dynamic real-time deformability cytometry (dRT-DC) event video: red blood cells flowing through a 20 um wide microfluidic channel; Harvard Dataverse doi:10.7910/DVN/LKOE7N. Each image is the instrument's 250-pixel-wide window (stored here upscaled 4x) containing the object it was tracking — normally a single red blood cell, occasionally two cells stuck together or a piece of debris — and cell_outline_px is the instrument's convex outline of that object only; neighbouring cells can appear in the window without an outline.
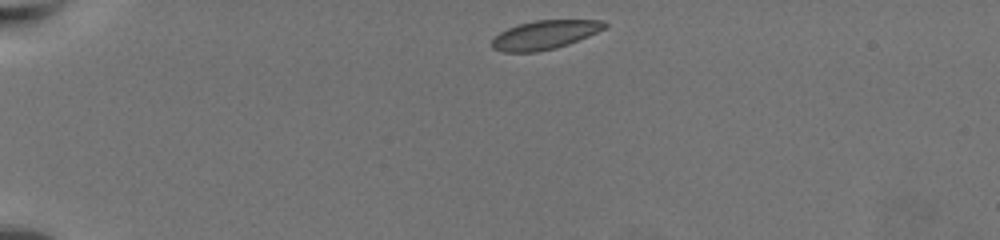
{"species": "common noctule bat (a hibernating species)", "species_latin": "Nyctalus noctula", "temperature_condition": "warm", "stored_images_in_passage": 48, "camera_frame_rate_fps": 3000, "um_per_image_px": 0.085, "animal": {"sex": "female", "body_mass_g": 19.5, "forearm_length_mm": 54.1}, "frame": {"image": 1, "passage_image": 1, "time_ms": 0.0, "image_size_px": [1000, 240], "cell_outline_px": [[608, 24], [604, 28], [588, 36], [568, 44], [556, 48], [536, 52], [504, 52], [492, 48], [492, 40], [500, 32], [508, 28], [520, 24], [536, 20], [604, 20]], "centroid_in_image_um": [46.3, 2.96], "position_along_channel_um": 38.7, "area_um2": 18.73}}
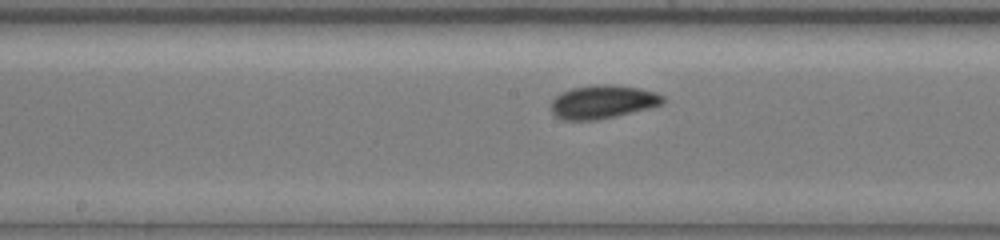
{"frame": {"image": 2, "passage_image": 21, "time_ms": 6.667, "image_size_px": [1000, 240], "cell_outline_px": [[664, 104], [648, 108], [612, 116], [592, 120], [564, 120], [556, 116], [552, 112], [552, 100], [560, 92], [572, 88], [592, 84], [604, 84], [640, 88], [656, 92], [664, 96]], "centroid_in_image_um": [51.22, 8.64], "position_along_channel_um": 197.0, "area_um2": 21.56}}
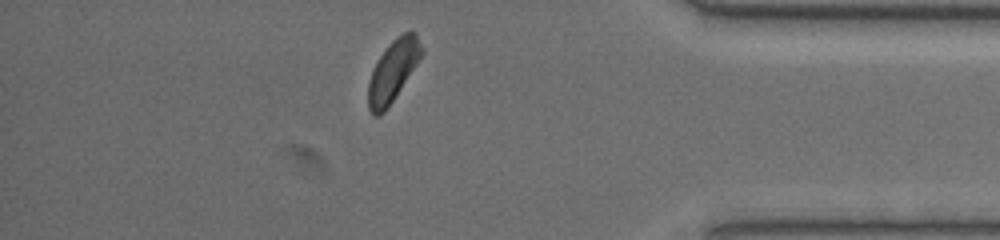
{"frame": {"image": 3, "passage_image": 41, "time_ms": 13.333, "image_size_px": [1000, 240], "cell_outline_px": [[424, 52], [384, 112], [380, 116], [376, 116], [368, 108], [368, 84], [372, 72], [380, 56], [388, 44], [396, 36], [404, 32], [416, 32]], "centroid_in_image_um": [33.4, 5.99], "position_along_channel_um": 401.8, "area_um2": 18.5}, "authors_computed_cell_mechanics": {"area_um2": 19.9121, "velocity_mm_per_s": 3.4145, "shape_relaxation_time_tau1_ms": 2.1916, "shape_relaxation_time_tau2_ms": 3.0608, "deformation_change_tau1": 0.087, "deformation_change_tau2": 0.0555}}